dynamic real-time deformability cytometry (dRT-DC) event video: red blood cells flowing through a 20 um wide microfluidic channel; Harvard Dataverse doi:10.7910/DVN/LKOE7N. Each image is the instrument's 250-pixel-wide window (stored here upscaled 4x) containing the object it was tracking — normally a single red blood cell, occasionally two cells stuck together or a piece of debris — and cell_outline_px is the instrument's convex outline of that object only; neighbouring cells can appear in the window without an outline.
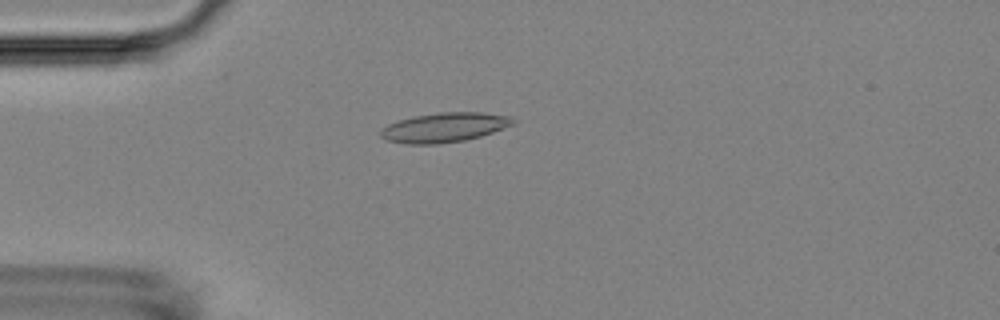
{"species": "Egyptian fruit bat (a non-hibernating species)", "species_latin": "Rousettus aegyptiacus", "temperature_condition": "room temperature", "stored_images_in_passage": 7, "camera_frame_rate_fps": 3000, "um_per_image_px": 0.085, "animal": {"sex": "female"}, "frame": {"image": 1, "passage_image": 5, "time_ms": 4.667, "image_size_px": [1000, 320], "cell_outline_px": [[516, 124], [480, 136], [464, 140], [436, 144], [408, 144], [384, 140], [380, 136], [380, 128], [388, 124], [412, 116], [440, 112], [484, 112], [512, 116], [516, 120]], "centroid_in_image_um": [37.78, 10.82], "position_along_channel_um": 47.2, "area_um2": 23.0}}